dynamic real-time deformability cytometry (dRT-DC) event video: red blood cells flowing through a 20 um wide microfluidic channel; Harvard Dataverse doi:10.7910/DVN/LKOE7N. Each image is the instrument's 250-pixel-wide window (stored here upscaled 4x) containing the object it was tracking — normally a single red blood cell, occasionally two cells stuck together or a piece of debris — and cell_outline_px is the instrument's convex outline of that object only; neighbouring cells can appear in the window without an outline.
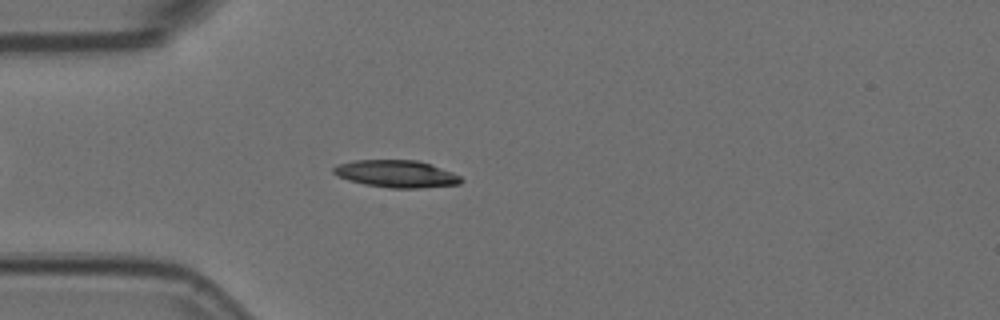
{"species": "Egyptian fruit bat (a non-hibernating species)", "species_latin": "Rousettus aegyptiacus", "temperature_condition": "room temperature", "stored_images_in_passage": 47, "camera_frame_rate_fps": 3000, "um_per_image_px": 0.085, "animal": {"sex": "female"}, "frame": {"image": 1, "passage_image": 8, "time_ms": 2.333, "image_size_px": [1000, 320], "cell_outline_px": [[464, 180], [460, 184], [420, 188], [388, 188], [364, 184], [348, 180], [336, 176], [332, 172], [332, 168], [340, 164], [356, 160], [416, 160], [432, 164], [452, 172], [460, 176]], "centroid_in_image_um": [33.7, 14.78], "position_along_channel_um": 51.3, "area_um2": 20.35}}
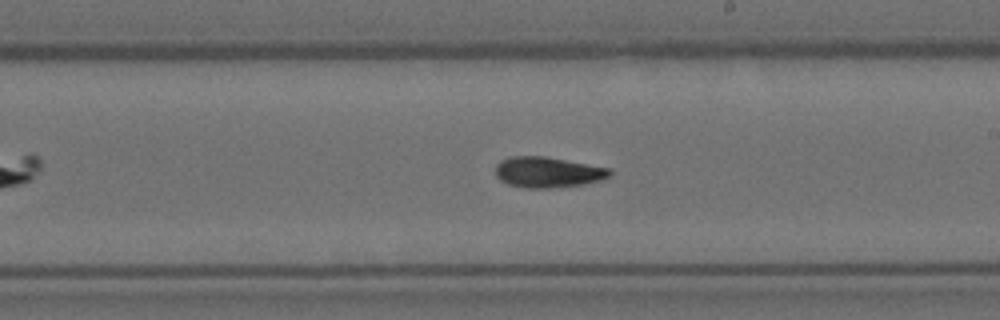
{"frame": {"image": 2, "passage_image": 24, "time_ms": 7.667, "image_size_px": [1000, 320], "cell_outline_px": [[612, 172], [608, 176], [600, 180], [584, 184], [548, 188], [524, 188], [508, 184], [500, 180], [496, 176], [496, 164], [500, 160], [508, 156], [544, 156], [608, 168]], "centroid_in_image_um": [46.49, 14.63], "position_along_channel_um": 242.5, "area_um2": 20.29}}
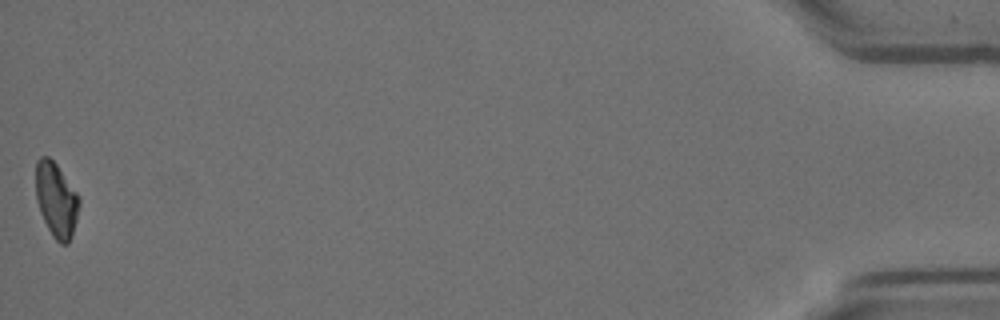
{"frame": {"image": 3, "passage_image": 47, "time_ms": 15.333, "image_size_px": [1000, 320], "cell_outline_px": [[80, 204], [72, 236], [68, 244], [60, 244], [52, 236], [40, 212], [36, 200], [36, 160], [40, 156], [48, 156], [56, 164], [80, 196]], "centroid_in_image_um": [4.78, 16.99], "position_along_channel_um": 430.4, "area_um2": 18.96}, "authors_computed_cell_mechanics": {"area_um2": 19.8254, "velocity_mm_per_s": 3.7535, "shape_relaxation_time_tau1_ms": null, "shape_relaxation_time_tau2_ms": 4.864, "deformation_change_tau1": null, "deformation_change_tau2": 0.1161}}